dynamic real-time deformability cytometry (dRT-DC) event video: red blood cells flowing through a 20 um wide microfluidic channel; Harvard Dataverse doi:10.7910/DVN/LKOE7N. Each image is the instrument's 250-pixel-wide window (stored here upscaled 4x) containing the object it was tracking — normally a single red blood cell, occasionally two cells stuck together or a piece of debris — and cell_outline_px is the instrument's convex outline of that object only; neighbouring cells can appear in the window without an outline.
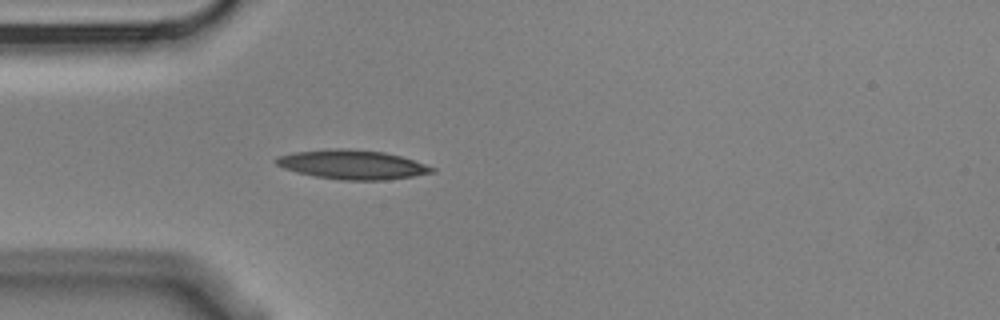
{"species": "Egyptian fruit bat (a non-hibernating species)", "species_latin": "Rousettus aegyptiacus", "temperature_condition": "cold", "stored_images_in_passage": 4, "camera_frame_rate_fps": 3000, "um_per_image_px": 0.085, "animal": {"sex": "male"}, "frame": {"image": 1, "passage_image": 4, "time_ms": 1.0, "image_size_px": [1000, 320], "cell_outline_px": [[436, 172], [412, 176], [384, 180], [340, 180], [312, 176], [296, 172], [284, 168], [276, 164], [272, 160], [276, 156], [292, 152], [328, 148], [340, 148], [384, 152], [400, 156], [436, 168]], "centroid_in_image_um": [29.87, 13.99], "position_along_channel_um": 55.1, "area_um2": 26.7}}